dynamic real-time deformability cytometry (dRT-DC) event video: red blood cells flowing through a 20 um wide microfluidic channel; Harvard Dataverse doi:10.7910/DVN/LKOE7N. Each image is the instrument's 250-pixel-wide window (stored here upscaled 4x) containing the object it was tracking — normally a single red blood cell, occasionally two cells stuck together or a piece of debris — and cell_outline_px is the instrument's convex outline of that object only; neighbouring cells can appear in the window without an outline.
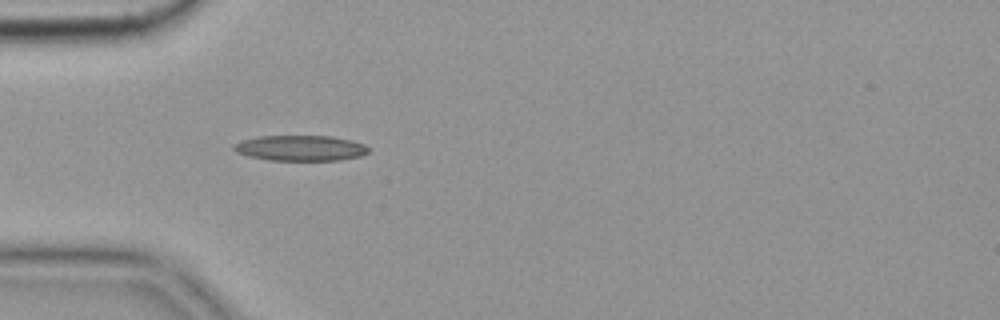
{"species": "common noctule bat (a hibernating species)", "species_latin": "Nyctalus noctula", "temperature_condition": "cold", "stored_images_in_passage": 2, "camera_frame_rate_fps": 3000, "um_per_image_px": 0.085, "animal": {"sex": "female", "body_mass_g": 19.9}, "frame": {"image": 1, "passage_image": 2, "time_ms": 0.333, "image_size_px": [1000, 320], "cell_outline_px": [[372, 148], [368, 152], [360, 156], [340, 160], [268, 160], [248, 156], [236, 152], [232, 148], [232, 144], [240, 140], [260, 136], [332, 136], [352, 140], [364, 144]], "centroid_in_image_um": [25.53, 12.58], "position_along_channel_um": 59.5, "area_um2": 20.23}}